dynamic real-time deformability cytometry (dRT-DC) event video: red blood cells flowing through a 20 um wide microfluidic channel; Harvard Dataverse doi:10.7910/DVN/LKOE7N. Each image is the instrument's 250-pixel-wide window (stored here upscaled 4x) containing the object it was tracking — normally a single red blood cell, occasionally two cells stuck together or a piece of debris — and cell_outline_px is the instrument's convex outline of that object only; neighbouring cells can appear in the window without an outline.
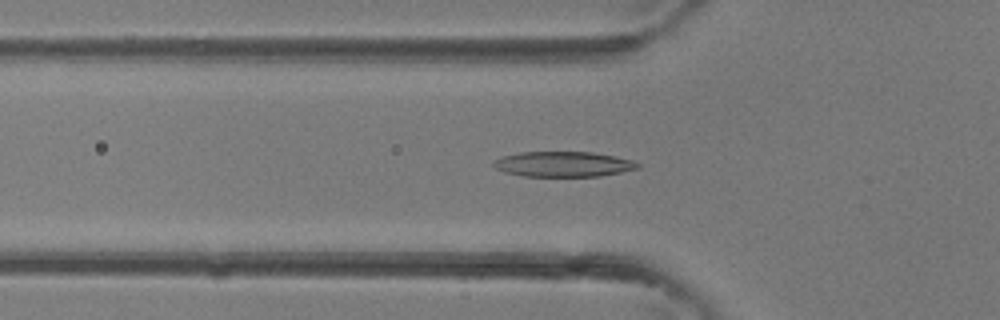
{"species": "common noctule bat (a hibernating species)", "species_latin": "Nyctalus noctula", "temperature_condition": "room temperature", "stored_images_in_passage": 31, "camera_frame_rate_fps": 3000, "um_per_image_px": 0.085, "animal": {"sex": "female"}, "frame": {"image": 1, "passage_image": 13, "time_ms": 4.0, "image_size_px": [1000, 320], "cell_outline_px": [[640, 168], [600, 176], [524, 176], [504, 172], [496, 168], [492, 164], [492, 160], [500, 156], [520, 152], [592, 152], [616, 156], [632, 160], [640, 164]], "centroid_in_image_um": [47.85, 13.94], "position_along_channel_um": 77.9, "area_um2": 21.33}}
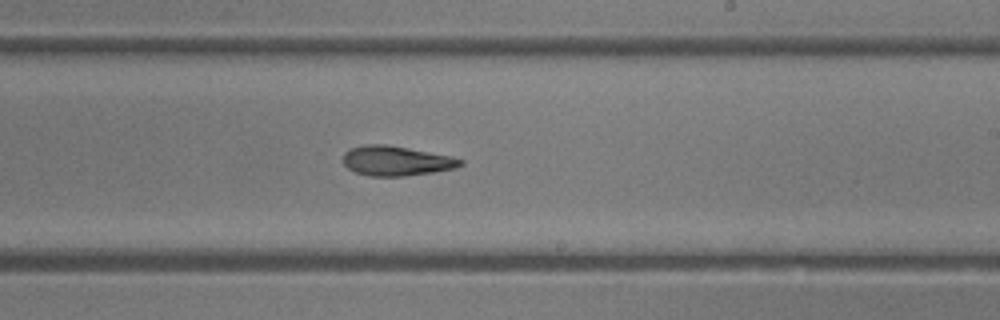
{"frame": {"image": 2, "passage_image": 23, "time_ms": 7.333, "image_size_px": [1000, 320], "cell_outline_px": [[464, 164], [456, 168], [432, 172], [404, 176], [368, 176], [356, 172], [348, 168], [344, 164], [344, 152], [352, 148], [364, 144], [388, 144], [448, 156], [464, 160]], "centroid_in_image_um": [33.67, 13.67], "position_along_channel_um": 255.3, "area_um2": 20.17}}
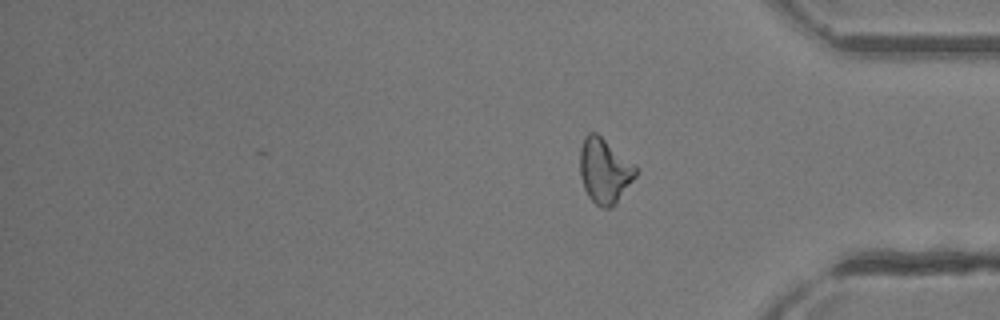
{"frame": {"image": 3, "passage_image": 31, "time_ms": 10.0, "image_size_px": [1000, 320], "cell_outline_px": [[636, 176], [616, 204], [612, 208], [600, 208], [588, 196], [584, 188], [580, 176], [580, 148], [584, 136], [588, 132], [596, 132], [636, 164]], "centroid_in_image_um": [51.38, 14.51], "position_along_channel_um": 383.8, "area_um2": 21.39}}